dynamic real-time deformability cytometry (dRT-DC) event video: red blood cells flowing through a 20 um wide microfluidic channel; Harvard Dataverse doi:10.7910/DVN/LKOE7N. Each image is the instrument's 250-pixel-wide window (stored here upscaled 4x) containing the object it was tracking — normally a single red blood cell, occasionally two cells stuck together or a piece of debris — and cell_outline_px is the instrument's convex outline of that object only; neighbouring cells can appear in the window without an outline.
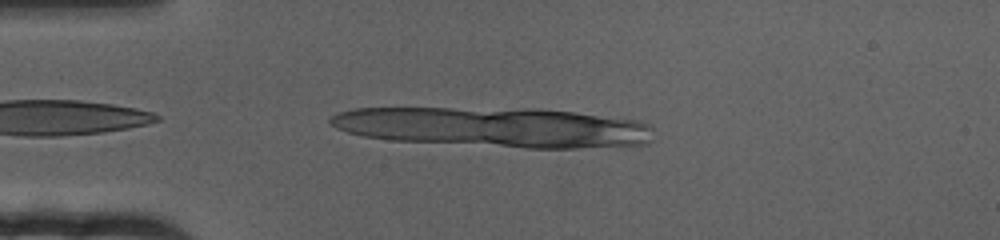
{"species": "human", "species_latin": "Homo sapiens", "temperature_condition": "cold", "stored_images_in_passage": 7, "camera_frame_rate_fps": 3000, "um_per_image_px": 0.085, "donor": {"sex": "female"}, "frame": {"image": 1, "passage_image": 3, "time_ms": 0.667, "image_size_px": [1000, 240], "cell_outline_px": [[644, 128], [640, 140], [636, 144], [572, 148], [532, 148], [396, 140], [368, 136], [348, 132], [332, 124], [328, 120], [332, 116], [340, 112], [356, 108], [444, 108], [572, 112], [640, 124]], "centroid_in_image_um": [41.6, 10.82], "position_along_channel_um": 43.4, "area_um2": 70.63}}